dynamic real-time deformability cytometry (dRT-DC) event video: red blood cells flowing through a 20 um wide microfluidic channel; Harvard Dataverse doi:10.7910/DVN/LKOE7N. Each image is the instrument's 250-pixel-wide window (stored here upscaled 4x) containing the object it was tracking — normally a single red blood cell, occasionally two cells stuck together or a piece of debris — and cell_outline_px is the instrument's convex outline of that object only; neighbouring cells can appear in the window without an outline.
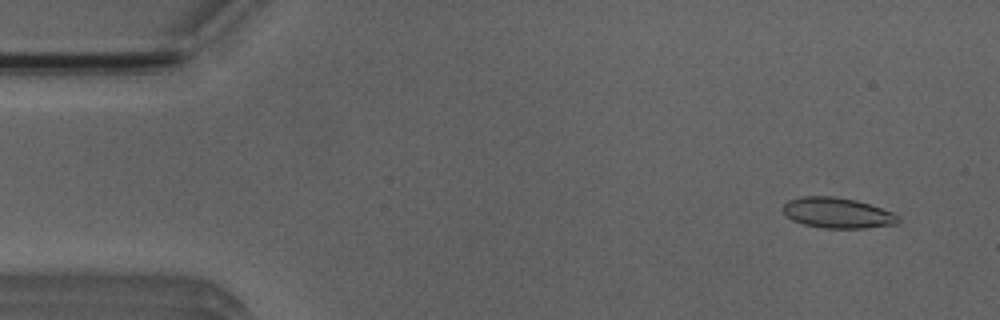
{"species": "Egyptian fruit bat (a non-hibernating species)", "species_latin": "Rousettus aegyptiacus", "temperature_condition": "room temperature", "stored_images_in_passage": 5, "camera_frame_rate_fps": 3000, "um_per_image_px": 0.085, "animal": {"sex": "male"}, "frame": {"image": 1, "passage_image": 2, "time_ms": 1.0, "image_size_px": [1000, 320], "cell_outline_px": [[900, 220], [896, 224], [864, 228], [824, 228], [804, 224], [792, 220], [784, 212], [784, 204], [788, 200], [804, 196], [832, 196], [856, 200], [892, 212], [900, 216]], "centroid_in_image_um": [71.19, 18.1], "position_along_channel_um": 13.8, "area_um2": 20.29}}